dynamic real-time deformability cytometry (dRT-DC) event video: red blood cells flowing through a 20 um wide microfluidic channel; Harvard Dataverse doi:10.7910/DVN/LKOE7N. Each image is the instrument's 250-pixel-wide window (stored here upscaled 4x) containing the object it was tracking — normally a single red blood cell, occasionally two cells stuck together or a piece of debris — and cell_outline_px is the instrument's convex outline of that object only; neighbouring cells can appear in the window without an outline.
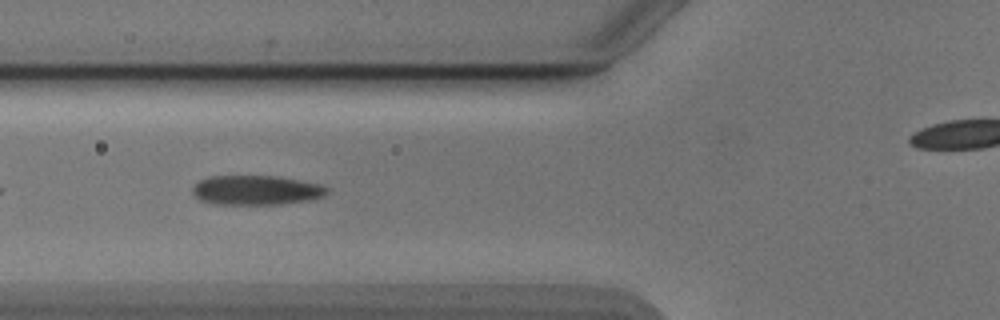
{"species": "Egyptian fruit bat (a non-hibernating species)", "species_latin": "Rousettus aegyptiacus", "temperature_condition": "cold", "stored_images_in_passage": 7, "camera_frame_rate_fps": 3000, "um_per_image_px": 0.085, "animal": {"sex": "male"}, "frame": {"image": 1, "passage_image": 5, "time_ms": 1.333, "image_size_px": [1000, 320], "cell_outline_px": [[328, 192], [324, 196], [308, 200], [280, 204], [212, 204], [200, 200], [192, 192], [192, 188], [200, 180], [208, 176], [276, 176], [320, 184], [328, 188]], "centroid_in_image_um": [21.76, 16.16], "position_along_channel_um": 104.0, "area_um2": 23.06}}